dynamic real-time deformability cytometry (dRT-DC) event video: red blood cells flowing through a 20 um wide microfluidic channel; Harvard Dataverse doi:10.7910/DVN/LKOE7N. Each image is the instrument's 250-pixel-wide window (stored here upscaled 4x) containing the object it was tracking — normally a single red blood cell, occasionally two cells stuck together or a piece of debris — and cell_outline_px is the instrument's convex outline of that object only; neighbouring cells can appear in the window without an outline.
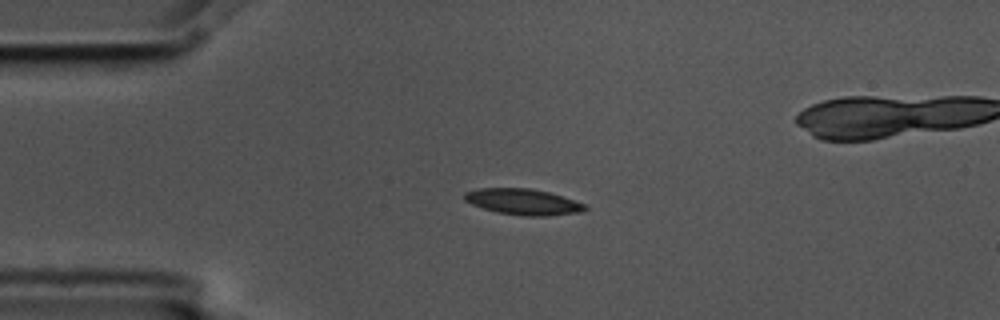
{"species": "common noctule bat (a hibernating species)", "species_latin": "Nyctalus noctula", "temperature_condition": "cold", "stored_images_in_passage": 3, "camera_frame_rate_fps": 3000, "um_per_image_px": 0.085, "animal": {"sex": "male", "body_mass_g": 17.5, "forearm_length_mm": 52.3}, "frame": {"image": 1, "passage_image": 1, "time_ms": 0.0, "image_size_px": [1000, 320], "cell_outline_px": [[588, 208], [580, 212], [548, 216], [524, 216], [496, 212], [472, 204], [464, 200], [464, 192], [476, 188], [532, 188], [548, 192], [588, 204]], "centroid_in_image_um": [44.48, 17.15], "position_along_channel_um": 40.5, "area_um2": 18.38}}